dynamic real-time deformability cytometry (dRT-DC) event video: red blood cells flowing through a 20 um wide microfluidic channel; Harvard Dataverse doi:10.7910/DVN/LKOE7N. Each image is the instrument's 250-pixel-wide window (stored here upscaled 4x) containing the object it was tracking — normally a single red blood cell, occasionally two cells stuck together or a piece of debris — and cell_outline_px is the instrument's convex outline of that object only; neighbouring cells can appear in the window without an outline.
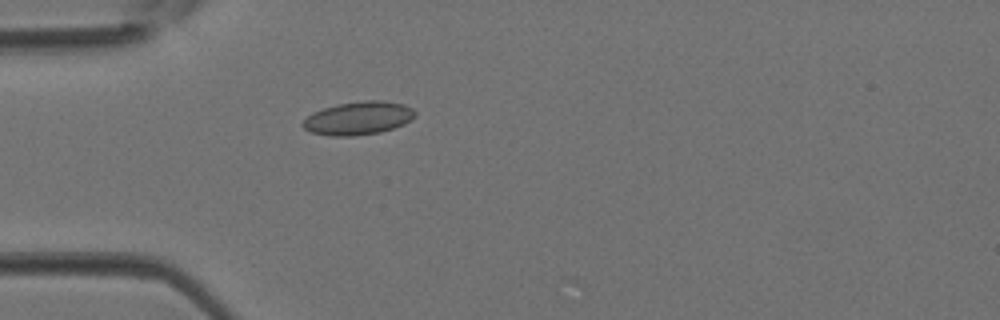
{"species": "Egyptian fruit bat (a non-hibernating species)", "species_latin": "Rousettus aegyptiacus", "temperature_condition": "room temperature", "stored_images_in_passage": 4, "camera_frame_rate_fps": 3000, "um_per_image_px": 0.085, "animal": {"sex": "female"}, "frame": {"image": 1, "passage_image": 4, "time_ms": 1.0, "image_size_px": [1000, 320], "cell_outline_px": [[416, 116], [412, 120], [404, 124], [380, 132], [352, 136], [332, 136], [312, 132], [304, 128], [300, 124], [312, 112], [324, 108], [340, 104], [364, 100], [380, 100], [404, 104], [412, 108], [416, 112]], "centroid_in_image_um": [30.48, 10.04], "position_along_channel_um": 54.5, "area_um2": 21.68}}